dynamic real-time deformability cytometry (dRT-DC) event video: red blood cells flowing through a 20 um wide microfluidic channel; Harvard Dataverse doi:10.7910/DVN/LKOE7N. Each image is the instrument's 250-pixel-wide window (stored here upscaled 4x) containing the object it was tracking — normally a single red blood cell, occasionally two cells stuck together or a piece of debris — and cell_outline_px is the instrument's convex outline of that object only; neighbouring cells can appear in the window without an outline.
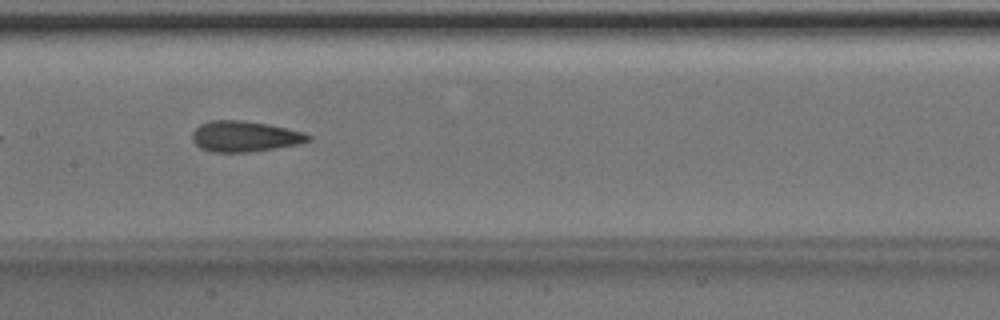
{"species": "Egyptian fruit bat (a non-hibernating species)", "species_latin": "Rousettus aegyptiacus", "temperature_condition": "room temperature", "stored_images_in_passage": 19, "camera_frame_rate_fps": 3000, "um_per_image_px": 0.085, "animal": {"sex": "male"}, "frame": {"image": 1, "passage_image": 11, "time_ms": 3.333, "image_size_px": [1000, 320], "cell_outline_px": [[312, 140], [300, 144], [248, 152], [212, 152], [200, 148], [192, 140], [192, 132], [200, 124], [208, 120], [240, 120], [268, 124], [288, 128], [304, 132], [312, 136]], "centroid_in_image_um": [20.81, 11.59], "position_along_channel_um": 186.6, "area_um2": 20.92}}
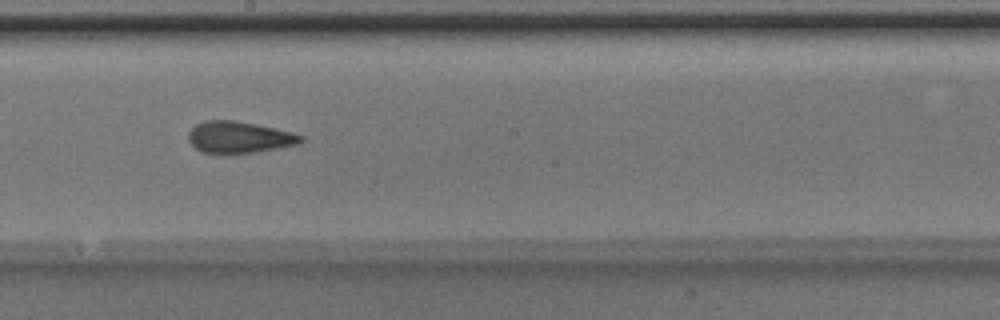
{"frame": {"image": 2, "passage_image": 14, "time_ms": 4.333, "image_size_px": [1000, 320], "cell_outline_px": [[304, 140], [300, 144], [256, 152], [200, 152], [188, 140], [188, 132], [196, 124], [204, 120], [232, 120], [256, 124], [276, 128], [292, 132], [304, 136]], "centroid_in_image_um": [20.35, 11.64], "position_along_channel_um": 227.8, "area_um2": 20.58}}